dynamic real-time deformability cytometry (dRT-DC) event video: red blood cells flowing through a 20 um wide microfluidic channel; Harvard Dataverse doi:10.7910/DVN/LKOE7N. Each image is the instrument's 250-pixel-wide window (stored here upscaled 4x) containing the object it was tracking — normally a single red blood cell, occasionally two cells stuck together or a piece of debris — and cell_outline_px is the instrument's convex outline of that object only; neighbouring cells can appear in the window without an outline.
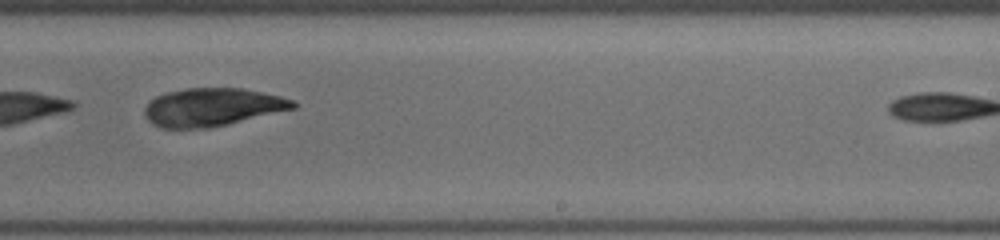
{"species": "common noctule bat (a hibernating species)", "species_latin": "Nyctalus noctula", "temperature_condition": "cold", "stored_images_in_passage": 16, "camera_frame_rate_fps": 3000, "um_per_image_px": 0.085, "animal": {"sex": "female", "body_mass_g": 19.5, "forearm_length_mm": 54.1}, "frame": {"image": 1, "passage_image": 12, "time_ms": 8.667, "image_size_px": [1000, 240], "cell_outline_px": [[296, 108], [228, 124], [208, 128], [160, 128], [152, 124], [148, 120], [144, 112], [144, 108], [156, 96], [164, 92], [188, 88], [244, 88], [280, 96], [292, 100], [296, 104]], "centroid_in_image_um": [18.03, 9.11], "position_along_channel_um": 271.0, "area_um2": 32.89}}